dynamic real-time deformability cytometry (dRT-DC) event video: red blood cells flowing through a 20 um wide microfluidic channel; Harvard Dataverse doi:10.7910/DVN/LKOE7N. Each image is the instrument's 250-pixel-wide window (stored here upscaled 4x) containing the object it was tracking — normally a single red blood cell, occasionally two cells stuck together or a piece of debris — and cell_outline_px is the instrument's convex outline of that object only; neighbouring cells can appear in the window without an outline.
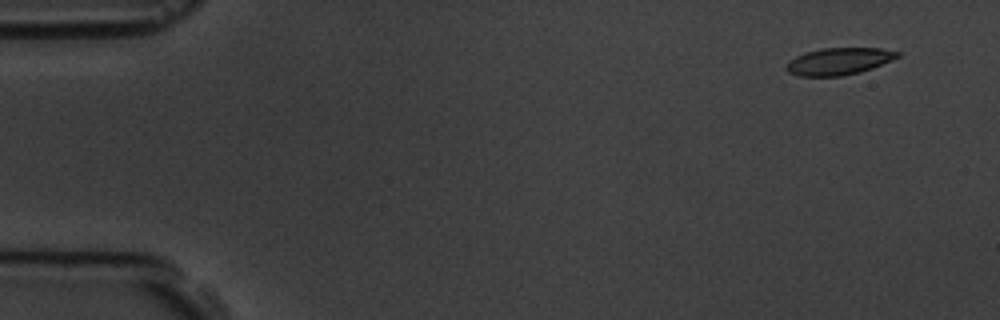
{"species": "common noctule bat (a hibernating species)", "species_latin": "Nyctalus noctula", "temperature_condition": "room temperature", "stored_images_in_passage": 9, "camera_frame_rate_fps": 3000, "um_per_image_px": 0.085, "animal": {"sex": "male", "body_mass_g": 19.5, "forearm_length_mm": 54.6}, "frame": {"image": 1, "passage_image": 1, "time_ms": 0.0, "image_size_px": [1000, 320], "cell_outline_px": [[900, 56], [872, 68], [860, 72], [840, 76], [796, 76], [788, 72], [784, 68], [788, 60], [796, 56], [820, 48], [880, 48], [900, 52]], "centroid_in_image_um": [71.26, 5.21], "position_along_channel_um": 13.7, "area_um2": 17.51}}
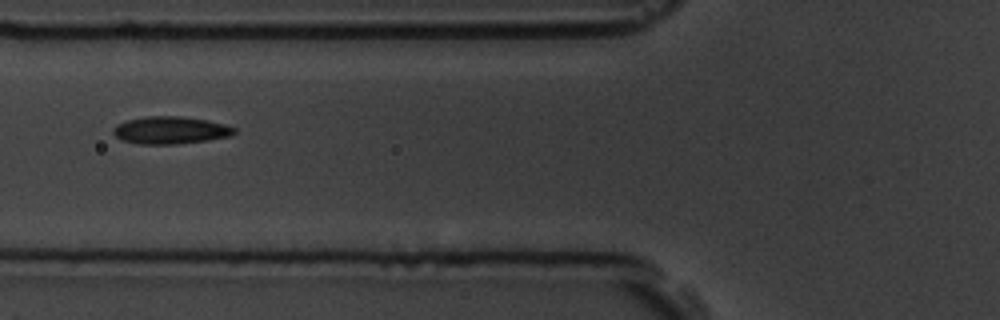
{"frame": {"image": 2, "passage_image": 6, "time_ms": 6.0, "image_size_px": [1000, 320], "cell_outline_px": [[236, 132], [232, 136], [208, 140], [176, 144], [136, 144], [120, 140], [112, 132], [112, 128], [116, 124], [128, 120], [144, 116], [180, 116], [208, 120], [224, 124], [236, 128]], "centroid_in_image_um": [14.47, 11.07], "position_along_channel_um": 111.3, "area_um2": 19.59}}
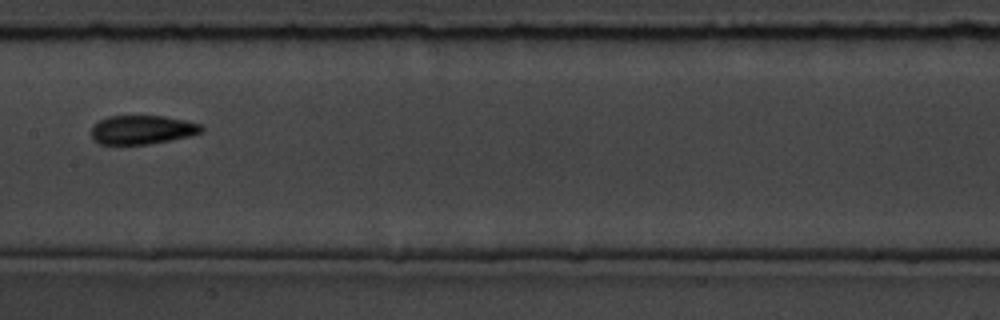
{"frame": {"image": 3, "passage_image": 8, "time_ms": 8.333, "image_size_px": [1000, 320], "cell_outline_px": [[204, 132], [192, 136], [148, 144], [100, 144], [92, 140], [92, 128], [100, 120], [108, 116], [164, 116], [184, 120], [200, 124], [204, 128]], "centroid_in_image_um": [12.12, 11.03], "position_along_channel_um": 195.3, "area_um2": 18.55}}